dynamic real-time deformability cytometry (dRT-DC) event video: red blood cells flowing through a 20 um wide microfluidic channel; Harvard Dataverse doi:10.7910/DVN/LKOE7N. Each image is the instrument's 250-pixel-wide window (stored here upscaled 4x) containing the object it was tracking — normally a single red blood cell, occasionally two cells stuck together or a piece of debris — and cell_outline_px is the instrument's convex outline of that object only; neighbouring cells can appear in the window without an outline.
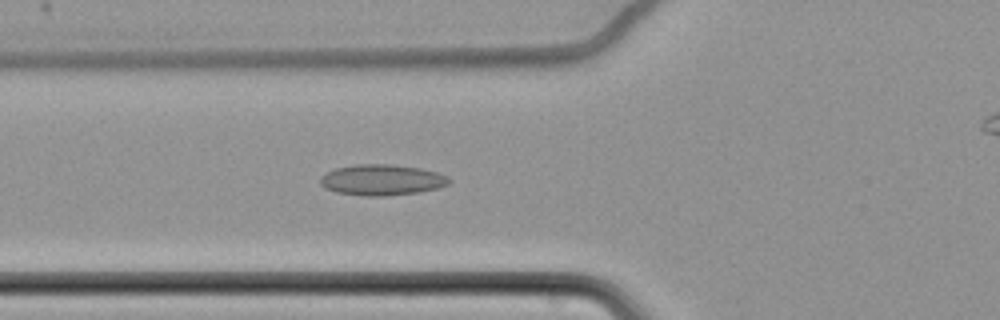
{"species": "common noctule bat (a hibernating species)", "species_latin": "Nyctalus noctula", "temperature_condition": "cold", "stored_images_in_passage": 59, "camera_frame_rate_fps": 3000, "um_per_image_px": 0.085, "animal": {"sex": "female", "body_mass_g": 22.7, "forearm_length_mm": 54.2}, "frame": {"image": 1, "passage_image": 27, "time_ms": 8.667, "image_size_px": [1000, 320], "cell_outline_px": [[452, 180], [448, 184], [440, 188], [420, 192], [384, 196], [364, 196], [336, 192], [324, 188], [320, 184], [320, 176], [336, 168], [356, 164], [392, 164], [420, 168], [436, 172], [448, 176]], "centroid_in_image_um": [32.47, 15.29], "position_along_channel_um": 93.3, "area_um2": 23.35}}
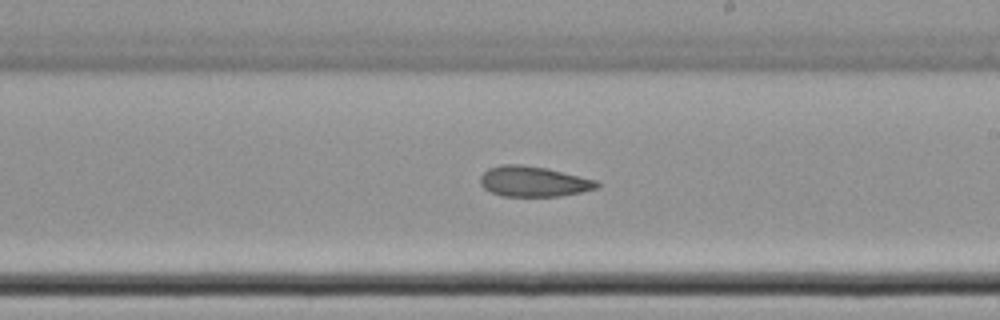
{"frame": {"image": 2, "passage_image": 40, "time_ms": 13.0, "image_size_px": [1000, 320], "cell_outline_px": [[600, 188], [560, 196], [500, 196], [484, 188], [480, 184], [480, 176], [488, 168], [500, 164], [520, 164], [548, 168], [596, 180], [600, 184]], "centroid_in_image_um": [45.34, 15.42], "position_along_channel_um": 243.7, "area_um2": 20.81}}
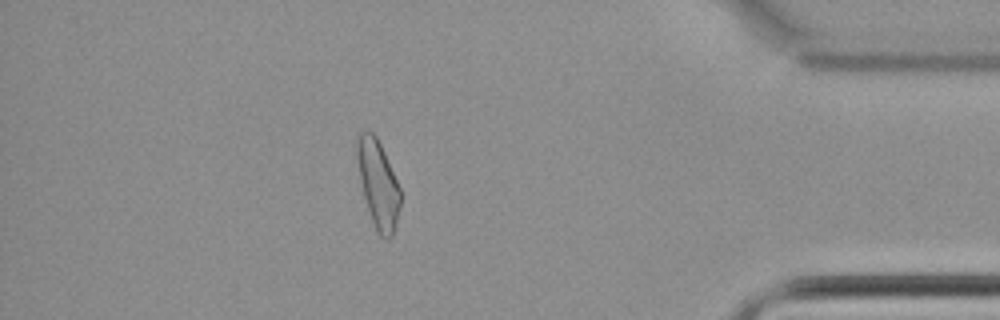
{"frame": {"image": 3, "passage_image": 57, "time_ms": 18.667, "image_size_px": [1000, 320], "cell_outline_px": [[400, 204], [396, 228], [392, 236], [388, 240], [384, 240], [376, 232], [364, 196], [360, 180], [356, 156], [356, 136], [360, 132], [372, 132], [376, 136], [384, 152], [400, 188]], "centroid_in_image_um": [32.13, 15.68], "position_along_channel_um": 403.1, "area_um2": 22.08}}